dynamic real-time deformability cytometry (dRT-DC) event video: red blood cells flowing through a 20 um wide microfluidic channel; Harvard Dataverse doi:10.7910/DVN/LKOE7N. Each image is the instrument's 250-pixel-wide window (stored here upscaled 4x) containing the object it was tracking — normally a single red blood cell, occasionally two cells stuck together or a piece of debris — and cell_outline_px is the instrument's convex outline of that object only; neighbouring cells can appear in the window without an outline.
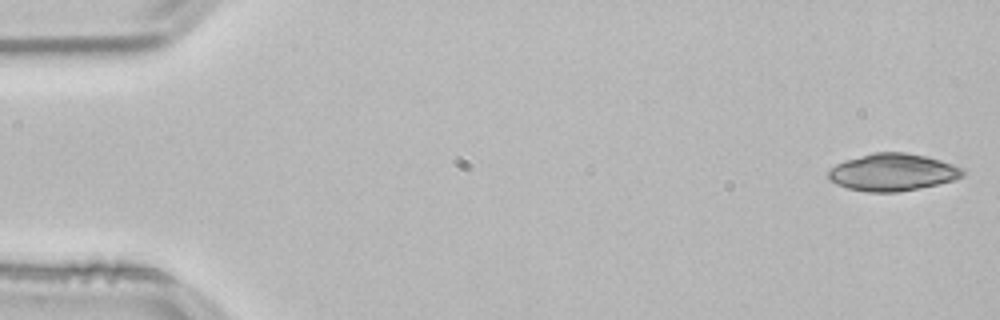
{"species": "common noctule bat (a hibernating species)", "species_latin": "Nyctalus noctula", "temperature_condition": "room temperature", "stored_images_in_passage": 52, "camera_frame_rate_fps": 3000, "um_per_image_px": 0.085, "animal": {"sex": "male", "body_mass_g": 21.5, "forearm_length_mm": 52.0}, "frame": {"image": 1, "passage_image": 1, "time_ms": 0.0, "image_size_px": [1000, 320], "cell_outline_px": [[964, 176], [952, 180], [920, 188], [900, 192], [868, 192], [848, 188], [836, 184], [828, 180], [828, 172], [836, 164], [844, 160], [872, 152], [904, 152], [924, 156], [940, 160], [964, 168]], "centroid_in_image_um": [75.85, 14.64], "position_along_channel_um": 9.2, "area_um2": 29.19}}
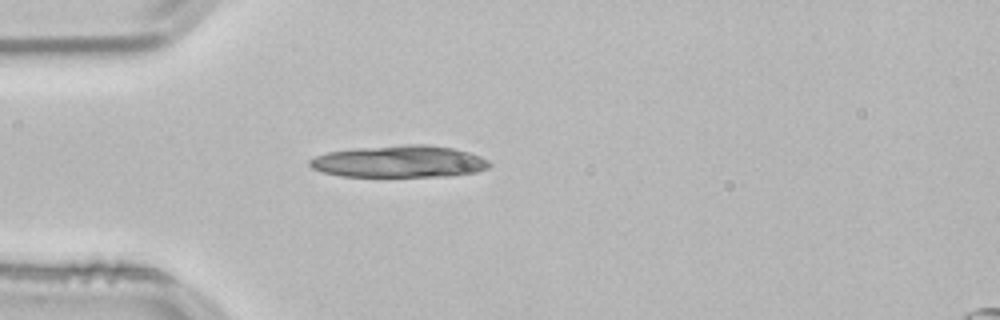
{"frame": {"image": 2, "passage_image": 14, "time_ms": 4.333, "image_size_px": [1000, 320], "cell_outline_px": [[492, 164], [488, 168], [476, 172], [452, 176], [340, 176], [324, 172], [312, 168], [308, 164], [308, 160], [316, 156], [328, 152], [356, 148], [404, 144], [424, 144], [452, 148], [468, 152], [480, 156], [488, 160]], "centroid_in_image_um": [33.96, 13.73], "position_along_channel_um": 51.0, "area_um2": 33.47}}